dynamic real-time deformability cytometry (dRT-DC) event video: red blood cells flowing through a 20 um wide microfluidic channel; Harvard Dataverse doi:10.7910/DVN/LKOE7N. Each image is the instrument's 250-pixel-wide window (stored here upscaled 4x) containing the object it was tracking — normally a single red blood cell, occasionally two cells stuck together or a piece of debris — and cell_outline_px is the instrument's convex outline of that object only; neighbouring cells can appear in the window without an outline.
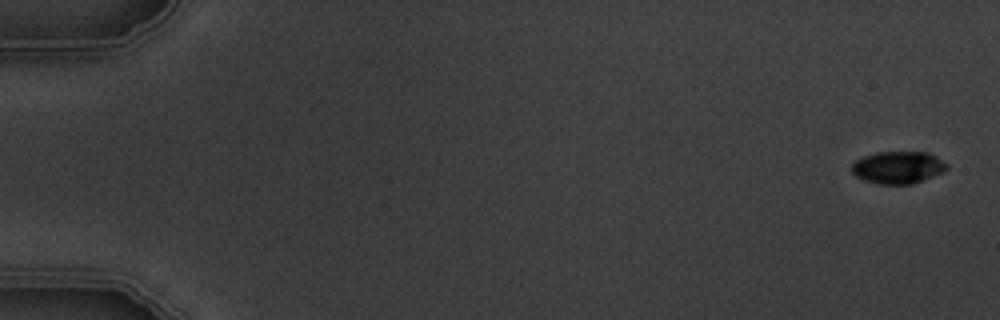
{"species": "common noctule bat (a hibernating species)", "species_latin": "Nyctalus noctula", "temperature_condition": "warm", "stored_images_in_passage": 5, "camera_frame_rate_fps": 3000, "um_per_image_px": 0.085, "animal": {"sex": "male", "body_mass_g": 19.5, "forearm_length_mm": 54.6}, "frame": {"image": 1, "passage_image": 1, "time_ms": 0.0, "image_size_px": [1000, 320], "cell_outline_px": [[948, 168], [944, 172], [912, 184], [880, 184], [864, 180], [856, 176], [852, 172], [852, 164], [856, 160], [864, 156], [876, 152], [928, 152], [936, 156], [948, 164]], "centroid_in_image_um": [76.35, 14.23], "position_along_channel_um": 8.6, "area_um2": 17.92}}
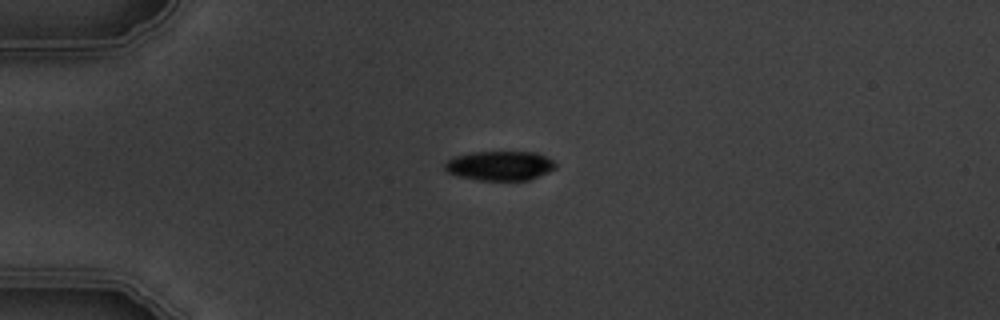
{"frame": {"image": 2, "passage_image": 4, "time_ms": 4.333, "image_size_px": [1000, 320], "cell_outline_px": [[556, 168], [548, 172], [528, 180], [480, 180], [460, 176], [448, 172], [444, 168], [444, 164], [452, 156], [472, 152], [536, 152], [552, 160], [556, 164]], "centroid_in_image_um": [42.48, 14.08], "position_along_channel_um": 42.5, "area_um2": 18.9}}